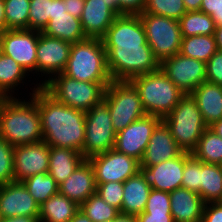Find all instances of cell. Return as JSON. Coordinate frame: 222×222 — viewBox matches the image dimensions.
<instances>
[{
    "instance_id": "cell-41",
    "label": "cell",
    "mask_w": 222,
    "mask_h": 222,
    "mask_svg": "<svg viewBox=\"0 0 222 222\" xmlns=\"http://www.w3.org/2000/svg\"><path fill=\"white\" fill-rule=\"evenodd\" d=\"M170 204L168 192L152 189L143 213H171Z\"/></svg>"
},
{
    "instance_id": "cell-47",
    "label": "cell",
    "mask_w": 222,
    "mask_h": 222,
    "mask_svg": "<svg viewBox=\"0 0 222 222\" xmlns=\"http://www.w3.org/2000/svg\"><path fill=\"white\" fill-rule=\"evenodd\" d=\"M66 4L67 13L76 18H81L85 0H63Z\"/></svg>"
},
{
    "instance_id": "cell-34",
    "label": "cell",
    "mask_w": 222,
    "mask_h": 222,
    "mask_svg": "<svg viewBox=\"0 0 222 222\" xmlns=\"http://www.w3.org/2000/svg\"><path fill=\"white\" fill-rule=\"evenodd\" d=\"M30 0H4L6 30L28 29Z\"/></svg>"
},
{
    "instance_id": "cell-10",
    "label": "cell",
    "mask_w": 222,
    "mask_h": 222,
    "mask_svg": "<svg viewBox=\"0 0 222 222\" xmlns=\"http://www.w3.org/2000/svg\"><path fill=\"white\" fill-rule=\"evenodd\" d=\"M139 16L146 41L160 63L180 52L182 34L177 20L149 13H140Z\"/></svg>"
},
{
    "instance_id": "cell-11",
    "label": "cell",
    "mask_w": 222,
    "mask_h": 222,
    "mask_svg": "<svg viewBox=\"0 0 222 222\" xmlns=\"http://www.w3.org/2000/svg\"><path fill=\"white\" fill-rule=\"evenodd\" d=\"M38 38L39 31L35 30H5L0 34L1 52L14 59L27 73H36Z\"/></svg>"
},
{
    "instance_id": "cell-40",
    "label": "cell",
    "mask_w": 222,
    "mask_h": 222,
    "mask_svg": "<svg viewBox=\"0 0 222 222\" xmlns=\"http://www.w3.org/2000/svg\"><path fill=\"white\" fill-rule=\"evenodd\" d=\"M96 193L109 205L121 210L123 200V183L110 181L97 184Z\"/></svg>"
},
{
    "instance_id": "cell-16",
    "label": "cell",
    "mask_w": 222,
    "mask_h": 222,
    "mask_svg": "<svg viewBox=\"0 0 222 222\" xmlns=\"http://www.w3.org/2000/svg\"><path fill=\"white\" fill-rule=\"evenodd\" d=\"M50 146L44 141L14 147V181L22 182L38 173H48Z\"/></svg>"
},
{
    "instance_id": "cell-4",
    "label": "cell",
    "mask_w": 222,
    "mask_h": 222,
    "mask_svg": "<svg viewBox=\"0 0 222 222\" xmlns=\"http://www.w3.org/2000/svg\"><path fill=\"white\" fill-rule=\"evenodd\" d=\"M84 82L110 83L106 51L100 38H85L72 44L70 56L62 72Z\"/></svg>"
},
{
    "instance_id": "cell-43",
    "label": "cell",
    "mask_w": 222,
    "mask_h": 222,
    "mask_svg": "<svg viewBox=\"0 0 222 222\" xmlns=\"http://www.w3.org/2000/svg\"><path fill=\"white\" fill-rule=\"evenodd\" d=\"M201 12L211 16L215 25H222V0H202Z\"/></svg>"
},
{
    "instance_id": "cell-18",
    "label": "cell",
    "mask_w": 222,
    "mask_h": 222,
    "mask_svg": "<svg viewBox=\"0 0 222 222\" xmlns=\"http://www.w3.org/2000/svg\"><path fill=\"white\" fill-rule=\"evenodd\" d=\"M40 205L30 195L22 182L0 185V216H39Z\"/></svg>"
},
{
    "instance_id": "cell-21",
    "label": "cell",
    "mask_w": 222,
    "mask_h": 222,
    "mask_svg": "<svg viewBox=\"0 0 222 222\" xmlns=\"http://www.w3.org/2000/svg\"><path fill=\"white\" fill-rule=\"evenodd\" d=\"M58 187L60 194L68 197L79 206L95 194L97 184L94 168L90 161L85 159Z\"/></svg>"
},
{
    "instance_id": "cell-31",
    "label": "cell",
    "mask_w": 222,
    "mask_h": 222,
    "mask_svg": "<svg viewBox=\"0 0 222 222\" xmlns=\"http://www.w3.org/2000/svg\"><path fill=\"white\" fill-rule=\"evenodd\" d=\"M178 22L182 37L214 35L216 30L211 16L201 11H187Z\"/></svg>"
},
{
    "instance_id": "cell-25",
    "label": "cell",
    "mask_w": 222,
    "mask_h": 222,
    "mask_svg": "<svg viewBox=\"0 0 222 222\" xmlns=\"http://www.w3.org/2000/svg\"><path fill=\"white\" fill-rule=\"evenodd\" d=\"M85 160L77 150L50 146L48 173L59 185Z\"/></svg>"
},
{
    "instance_id": "cell-27",
    "label": "cell",
    "mask_w": 222,
    "mask_h": 222,
    "mask_svg": "<svg viewBox=\"0 0 222 222\" xmlns=\"http://www.w3.org/2000/svg\"><path fill=\"white\" fill-rule=\"evenodd\" d=\"M80 206L59 192L40 205L39 222H69Z\"/></svg>"
},
{
    "instance_id": "cell-56",
    "label": "cell",
    "mask_w": 222,
    "mask_h": 222,
    "mask_svg": "<svg viewBox=\"0 0 222 222\" xmlns=\"http://www.w3.org/2000/svg\"><path fill=\"white\" fill-rule=\"evenodd\" d=\"M2 100H3V97L0 95V103H1Z\"/></svg>"
},
{
    "instance_id": "cell-15",
    "label": "cell",
    "mask_w": 222,
    "mask_h": 222,
    "mask_svg": "<svg viewBox=\"0 0 222 222\" xmlns=\"http://www.w3.org/2000/svg\"><path fill=\"white\" fill-rule=\"evenodd\" d=\"M72 44L58 38H52L39 32L37 51H36V73L48 79L41 81L43 86L52 75L62 73L66 67L70 56ZM39 72V73H38ZM50 74V75H49ZM49 75V77L47 76Z\"/></svg>"
},
{
    "instance_id": "cell-49",
    "label": "cell",
    "mask_w": 222,
    "mask_h": 222,
    "mask_svg": "<svg viewBox=\"0 0 222 222\" xmlns=\"http://www.w3.org/2000/svg\"><path fill=\"white\" fill-rule=\"evenodd\" d=\"M65 12H67V9H66V4L64 3L63 0H52V10H51V15L49 16Z\"/></svg>"
},
{
    "instance_id": "cell-55",
    "label": "cell",
    "mask_w": 222,
    "mask_h": 222,
    "mask_svg": "<svg viewBox=\"0 0 222 222\" xmlns=\"http://www.w3.org/2000/svg\"><path fill=\"white\" fill-rule=\"evenodd\" d=\"M208 128L218 136L222 137V119L215 121Z\"/></svg>"
},
{
    "instance_id": "cell-42",
    "label": "cell",
    "mask_w": 222,
    "mask_h": 222,
    "mask_svg": "<svg viewBox=\"0 0 222 222\" xmlns=\"http://www.w3.org/2000/svg\"><path fill=\"white\" fill-rule=\"evenodd\" d=\"M206 81L222 86V50H217L206 62Z\"/></svg>"
},
{
    "instance_id": "cell-32",
    "label": "cell",
    "mask_w": 222,
    "mask_h": 222,
    "mask_svg": "<svg viewBox=\"0 0 222 222\" xmlns=\"http://www.w3.org/2000/svg\"><path fill=\"white\" fill-rule=\"evenodd\" d=\"M191 154L204 163L220 164L222 162V137L207 128Z\"/></svg>"
},
{
    "instance_id": "cell-36",
    "label": "cell",
    "mask_w": 222,
    "mask_h": 222,
    "mask_svg": "<svg viewBox=\"0 0 222 222\" xmlns=\"http://www.w3.org/2000/svg\"><path fill=\"white\" fill-rule=\"evenodd\" d=\"M186 12L183 0H146L142 13L165 16L178 21Z\"/></svg>"
},
{
    "instance_id": "cell-48",
    "label": "cell",
    "mask_w": 222,
    "mask_h": 222,
    "mask_svg": "<svg viewBox=\"0 0 222 222\" xmlns=\"http://www.w3.org/2000/svg\"><path fill=\"white\" fill-rule=\"evenodd\" d=\"M0 222H39V216H13L1 218Z\"/></svg>"
},
{
    "instance_id": "cell-26",
    "label": "cell",
    "mask_w": 222,
    "mask_h": 222,
    "mask_svg": "<svg viewBox=\"0 0 222 222\" xmlns=\"http://www.w3.org/2000/svg\"><path fill=\"white\" fill-rule=\"evenodd\" d=\"M49 17L50 20L47 26L41 32L44 35L58 38L71 44L87 38L83 32L79 18H76L67 12L53 14V16Z\"/></svg>"
},
{
    "instance_id": "cell-2",
    "label": "cell",
    "mask_w": 222,
    "mask_h": 222,
    "mask_svg": "<svg viewBox=\"0 0 222 222\" xmlns=\"http://www.w3.org/2000/svg\"><path fill=\"white\" fill-rule=\"evenodd\" d=\"M36 86L29 96L37 103L43 140L49 146L81 153L85 142V111L58 102L40 84Z\"/></svg>"
},
{
    "instance_id": "cell-52",
    "label": "cell",
    "mask_w": 222,
    "mask_h": 222,
    "mask_svg": "<svg viewBox=\"0 0 222 222\" xmlns=\"http://www.w3.org/2000/svg\"><path fill=\"white\" fill-rule=\"evenodd\" d=\"M69 222H92L87 215L79 209Z\"/></svg>"
},
{
    "instance_id": "cell-35",
    "label": "cell",
    "mask_w": 222,
    "mask_h": 222,
    "mask_svg": "<svg viewBox=\"0 0 222 222\" xmlns=\"http://www.w3.org/2000/svg\"><path fill=\"white\" fill-rule=\"evenodd\" d=\"M92 222L113 220L120 212L105 202L97 193L91 195L80 208Z\"/></svg>"
},
{
    "instance_id": "cell-23",
    "label": "cell",
    "mask_w": 222,
    "mask_h": 222,
    "mask_svg": "<svg viewBox=\"0 0 222 222\" xmlns=\"http://www.w3.org/2000/svg\"><path fill=\"white\" fill-rule=\"evenodd\" d=\"M196 100L204 123L209 127L222 119V86L208 81L202 82L191 93Z\"/></svg>"
},
{
    "instance_id": "cell-7",
    "label": "cell",
    "mask_w": 222,
    "mask_h": 222,
    "mask_svg": "<svg viewBox=\"0 0 222 222\" xmlns=\"http://www.w3.org/2000/svg\"><path fill=\"white\" fill-rule=\"evenodd\" d=\"M109 84L79 81L59 73L42 87L58 102L86 112L104 97Z\"/></svg>"
},
{
    "instance_id": "cell-24",
    "label": "cell",
    "mask_w": 222,
    "mask_h": 222,
    "mask_svg": "<svg viewBox=\"0 0 222 222\" xmlns=\"http://www.w3.org/2000/svg\"><path fill=\"white\" fill-rule=\"evenodd\" d=\"M152 188L140 172L123 183L121 214L137 216L144 212Z\"/></svg>"
},
{
    "instance_id": "cell-45",
    "label": "cell",
    "mask_w": 222,
    "mask_h": 222,
    "mask_svg": "<svg viewBox=\"0 0 222 222\" xmlns=\"http://www.w3.org/2000/svg\"><path fill=\"white\" fill-rule=\"evenodd\" d=\"M202 222H222V203H206L203 208Z\"/></svg>"
},
{
    "instance_id": "cell-39",
    "label": "cell",
    "mask_w": 222,
    "mask_h": 222,
    "mask_svg": "<svg viewBox=\"0 0 222 222\" xmlns=\"http://www.w3.org/2000/svg\"><path fill=\"white\" fill-rule=\"evenodd\" d=\"M14 147L0 138V185L14 181Z\"/></svg>"
},
{
    "instance_id": "cell-9",
    "label": "cell",
    "mask_w": 222,
    "mask_h": 222,
    "mask_svg": "<svg viewBox=\"0 0 222 222\" xmlns=\"http://www.w3.org/2000/svg\"><path fill=\"white\" fill-rule=\"evenodd\" d=\"M104 97L108 101L112 125L116 133L147 115L138 91L130 81H111Z\"/></svg>"
},
{
    "instance_id": "cell-5",
    "label": "cell",
    "mask_w": 222,
    "mask_h": 222,
    "mask_svg": "<svg viewBox=\"0 0 222 222\" xmlns=\"http://www.w3.org/2000/svg\"><path fill=\"white\" fill-rule=\"evenodd\" d=\"M130 82L137 89L146 114L161 119L167 116L185 95L161 69L136 76Z\"/></svg>"
},
{
    "instance_id": "cell-6",
    "label": "cell",
    "mask_w": 222,
    "mask_h": 222,
    "mask_svg": "<svg viewBox=\"0 0 222 222\" xmlns=\"http://www.w3.org/2000/svg\"><path fill=\"white\" fill-rule=\"evenodd\" d=\"M162 120L170 129L178 147L188 153L196 149L201 135L208 128L191 94H185Z\"/></svg>"
},
{
    "instance_id": "cell-19",
    "label": "cell",
    "mask_w": 222,
    "mask_h": 222,
    "mask_svg": "<svg viewBox=\"0 0 222 222\" xmlns=\"http://www.w3.org/2000/svg\"><path fill=\"white\" fill-rule=\"evenodd\" d=\"M185 165V152L150 167L139 166V172L148 185L155 190L170 193L181 187Z\"/></svg>"
},
{
    "instance_id": "cell-22",
    "label": "cell",
    "mask_w": 222,
    "mask_h": 222,
    "mask_svg": "<svg viewBox=\"0 0 222 222\" xmlns=\"http://www.w3.org/2000/svg\"><path fill=\"white\" fill-rule=\"evenodd\" d=\"M169 194L174 222H202L205 203L198 193L180 187Z\"/></svg>"
},
{
    "instance_id": "cell-30",
    "label": "cell",
    "mask_w": 222,
    "mask_h": 222,
    "mask_svg": "<svg viewBox=\"0 0 222 222\" xmlns=\"http://www.w3.org/2000/svg\"><path fill=\"white\" fill-rule=\"evenodd\" d=\"M218 50L214 35L182 37L180 54L207 62Z\"/></svg>"
},
{
    "instance_id": "cell-20",
    "label": "cell",
    "mask_w": 222,
    "mask_h": 222,
    "mask_svg": "<svg viewBox=\"0 0 222 222\" xmlns=\"http://www.w3.org/2000/svg\"><path fill=\"white\" fill-rule=\"evenodd\" d=\"M183 151L178 147L170 129L162 120L154 129L146 147L140 166L150 167L176 158Z\"/></svg>"
},
{
    "instance_id": "cell-37",
    "label": "cell",
    "mask_w": 222,
    "mask_h": 222,
    "mask_svg": "<svg viewBox=\"0 0 222 222\" xmlns=\"http://www.w3.org/2000/svg\"><path fill=\"white\" fill-rule=\"evenodd\" d=\"M52 0H30L28 29L42 32L47 26Z\"/></svg>"
},
{
    "instance_id": "cell-54",
    "label": "cell",
    "mask_w": 222,
    "mask_h": 222,
    "mask_svg": "<svg viewBox=\"0 0 222 222\" xmlns=\"http://www.w3.org/2000/svg\"><path fill=\"white\" fill-rule=\"evenodd\" d=\"M214 37L217 43L218 50H222V25L216 26Z\"/></svg>"
},
{
    "instance_id": "cell-53",
    "label": "cell",
    "mask_w": 222,
    "mask_h": 222,
    "mask_svg": "<svg viewBox=\"0 0 222 222\" xmlns=\"http://www.w3.org/2000/svg\"><path fill=\"white\" fill-rule=\"evenodd\" d=\"M6 30L4 0H0V34Z\"/></svg>"
},
{
    "instance_id": "cell-44",
    "label": "cell",
    "mask_w": 222,
    "mask_h": 222,
    "mask_svg": "<svg viewBox=\"0 0 222 222\" xmlns=\"http://www.w3.org/2000/svg\"><path fill=\"white\" fill-rule=\"evenodd\" d=\"M114 1L123 14H140L144 11L146 0H109Z\"/></svg>"
},
{
    "instance_id": "cell-38",
    "label": "cell",
    "mask_w": 222,
    "mask_h": 222,
    "mask_svg": "<svg viewBox=\"0 0 222 222\" xmlns=\"http://www.w3.org/2000/svg\"><path fill=\"white\" fill-rule=\"evenodd\" d=\"M201 161L191 153L185 152V165L181 187L190 191L200 192Z\"/></svg>"
},
{
    "instance_id": "cell-12",
    "label": "cell",
    "mask_w": 222,
    "mask_h": 222,
    "mask_svg": "<svg viewBox=\"0 0 222 222\" xmlns=\"http://www.w3.org/2000/svg\"><path fill=\"white\" fill-rule=\"evenodd\" d=\"M95 172L96 184L110 181L124 183L139 172L140 162L114 148L88 159Z\"/></svg>"
},
{
    "instance_id": "cell-3",
    "label": "cell",
    "mask_w": 222,
    "mask_h": 222,
    "mask_svg": "<svg viewBox=\"0 0 222 222\" xmlns=\"http://www.w3.org/2000/svg\"><path fill=\"white\" fill-rule=\"evenodd\" d=\"M29 100L12 97L0 103V138L13 147L43 140L37 103Z\"/></svg>"
},
{
    "instance_id": "cell-13",
    "label": "cell",
    "mask_w": 222,
    "mask_h": 222,
    "mask_svg": "<svg viewBox=\"0 0 222 222\" xmlns=\"http://www.w3.org/2000/svg\"><path fill=\"white\" fill-rule=\"evenodd\" d=\"M160 69L185 94L206 81V63L180 53L164 59Z\"/></svg>"
},
{
    "instance_id": "cell-51",
    "label": "cell",
    "mask_w": 222,
    "mask_h": 222,
    "mask_svg": "<svg viewBox=\"0 0 222 222\" xmlns=\"http://www.w3.org/2000/svg\"><path fill=\"white\" fill-rule=\"evenodd\" d=\"M103 222H138L136 216L119 213L113 220Z\"/></svg>"
},
{
    "instance_id": "cell-17",
    "label": "cell",
    "mask_w": 222,
    "mask_h": 222,
    "mask_svg": "<svg viewBox=\"0 0 222 222\" xmlns=\"http://www.w3.org/2000/svg\"><path fill=\"white\" fill-rule=\"evenodd\" d=\"M118 15L123 13L114 1L85 0L80 18L83 32L86 37L101 39Z\"/></svg>"
},
{
    "instance_id": "cell-29",
    "label": "cell",
    "mask_w": 222,
    "mask_h": 222,
    "mask_svg": "<svg viewBox=\"0 0 222 222\" xmlns=\"http://www.w3.org/2000/svg\"><path fill=\"white\" fill-rule=\"evenodd\" d=\"M29 76L26 70L20 66L14 59L1 53L0 55V95L3 98L14 97L12 93L23 83L26 76ZM14 89V90H13Z\"/></svg>"
},
{
    "instance_id": "cell-14",
    "label": "cell",
    "mask_w": 222,
    "mask_h": 222,
    "mask_svg": "<svg viewBox=\"0 0 222 222\" xmlns=\"http://www.w3.org/2000/svg\"><path fill=\"white\" fill-rule=\"evenodd\" d=\"M162 119L155 115H145L132 122L116 134L114 149L120 153L142 160L155 127Z\"/></svg>"
},
{
    "instance_id": "cell-46",
    "label": "cell",
    "mask_w": 222,
    "mask_h": 222,
    "mask_svg": "<svg viewBox=\"0 0 222 222\" xmlns=\"http://www.w3.org/2000/svg\"><path fill=\"white\" fill-rule=\"evenodd\" d=\"M136 218L138 222H174L171 213H141Z\"/></svg>"
},
{
    "instance_id": "cell-33",
    "label": "cell",
    "mask_w": 222,
    "mask_h": 222,
    "mask_svg": "<svg viewBox=\"0 0 222 222\" xmlns=\"http://www.w3.org/2000/svg\"><path fill=\"white\" fill-rule=\"evenodd\" d=\"M22 183L39 205L58 193V184L49 173H38L26 178Z\"/></svg>"
},
{
    "instance_id": "cell-1",
    "label": "cell",
    "mask_w": 222,
    "mask_h": 222,
    "mask_svg": "<svg viewBox=\"0 0 222 222\" xmlns=\"http://www.w3.org/2000/svg\"><path fill=\"white\" fill-rule=\"evenodd\" d=\"M101 40L112 81H130L160 69L139 14L118 15Z\"/></svg>"
},
{
    "instance_id": "cell-28",
    "label": "cell",
    "mask_w": 222,
    "mask_h": 222,
    "mask_svg": "<svg viewBox=\"0 0 222 222\" xmlns=\"http://www.w3.org/2000/svg\"><path fill=\"white\" fill-rule=\"evenodd\" d=\"M203 202H220L222 200V170L219 164L201 161L200 192Z\"/></svg>"
},
{
    "instance_id": "cell-50",
    "label": "cell",
    "mask_w": 222,
    "mask_h": 222,
    "mask_svg": "<svg viewBox=\"0 0 222 222\" xmlns=\"http://www.w3.org/2000/svg\"><path fill=\"white\" fill-rule=\"evenodd\" d=\"M187 11H200L202 0H183Z\"/></svg>"
},
{
    "instance_id": "cell-8",
    "label": "cell",
    "mask_w": 222,
    "mask_h": 222,
    "mask_svg": "<svg viewBox=\"0 0 222 222\" xmlns=\"http://www.w3.org/2000/svg\"><path fill=\"white\" fill-rule=\"evenodd\" d=\"M116 131L113 128L108 101L103 97L85 112V142L81 154L89 159L114 148Z\"/></svg>"
}]
</instances>
